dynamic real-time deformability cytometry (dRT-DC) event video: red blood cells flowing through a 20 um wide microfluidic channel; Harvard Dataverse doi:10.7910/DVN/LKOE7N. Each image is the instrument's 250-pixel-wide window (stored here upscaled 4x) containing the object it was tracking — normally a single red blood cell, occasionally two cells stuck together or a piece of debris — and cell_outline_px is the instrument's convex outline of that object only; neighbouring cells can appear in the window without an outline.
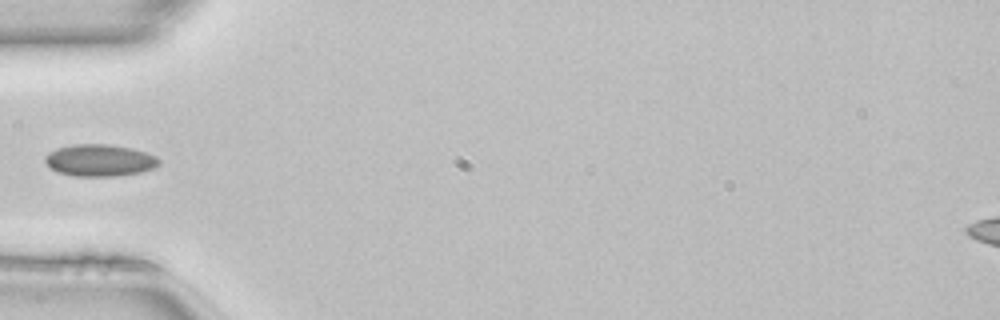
{"species": "common noctule bat (a hibernating species)", "species_latin": "Nyctalus noctula", "temperature_condition": "room temperature", "stored_images_in_passage": 34, "camera_frame_rate_fps": 3000, "um_per_image_px": 0.085, "animal": {"sex": "female", "body_mass_g": 22.7, "forearm_length_mm": 54.2}, "frame": {"image": 1, "passage_image": 1, "time_ms": 0.0, "image_size_px": [1000, 320], "cell_outline_px": [[160, 164], [156, 168], [140, 172], [116, 176], [72, 176], [56, 172], [44, 160], [44, 156], [48, 152], [56, 148], [76, 144], [108, 144], [132, 148], [156, 156], [160, 160]], "centroid_in_image_um": [8.47, 13.63], "position_along_channel_um": 76.5, "area_um2": 21.33}}